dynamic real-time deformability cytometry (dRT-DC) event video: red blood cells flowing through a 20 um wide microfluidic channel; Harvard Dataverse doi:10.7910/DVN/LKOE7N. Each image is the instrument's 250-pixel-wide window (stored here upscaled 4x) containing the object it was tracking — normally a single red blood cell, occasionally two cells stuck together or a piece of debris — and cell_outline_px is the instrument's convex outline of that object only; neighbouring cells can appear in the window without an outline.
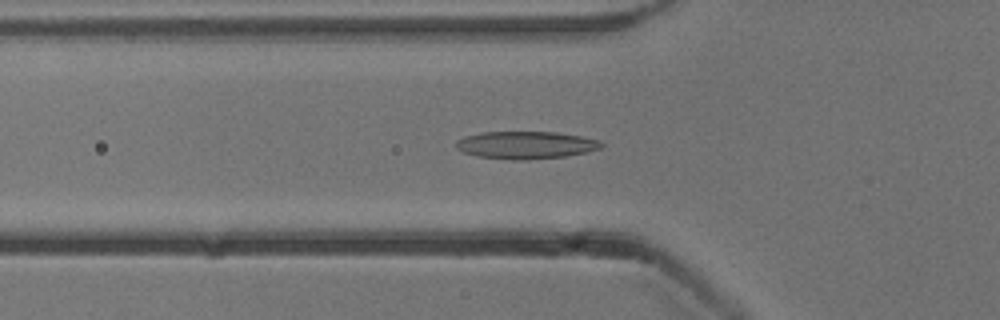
{"species": "common noctule bat (a hibernating species)", "species_latin": "Nyctalus noctula", "temperature_condition": "cold", "stored_images_in_passage": 47, "camera_frame_rate_fps": 3000, "um_per_image_px": 0.085, "animal": {"sex": "male", "body_mass_g": 13.3}, "frame": {"image": 1, "passage_image": 12, "time_ms": 3.667, "image_size_px": [1000, 320], "cell_outline_px": [[604, 144], [600, 148], [588, 152], [564, 156], [528, 160], [512, 160], [476, 156], [464, 152], [456, 148], [456, 140], [464, 136], [480, 132], [556, 132], [580, 136], [600, 140]], "centroid_in_image_um": [44.68, 12.33], "position_along_channel_um": 81.1, "area_um2": 23.41}}
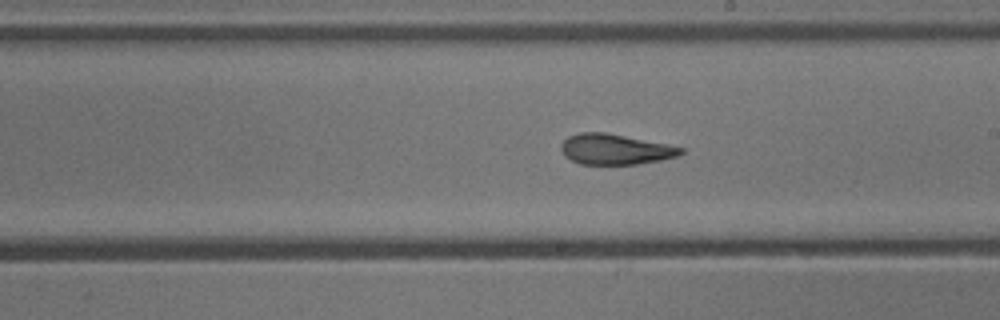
{"frame": {"image": 2, "passage_image": 24, "time_ms": 7.667, "image_size_px": [1000, 320], "cell_outline_px": [[684, 152], [676, 156], [660, 160], [636, 164], [580, 164], [564, 156], [560, 148], [560, 144], [568, 136], [580, 132], [608, 132], [668, 144], [684, 148]], "centroid_in_image_um": [52.27, 12.67], "position_along_channel_um": 236.7, "area_um2": 21.39}}
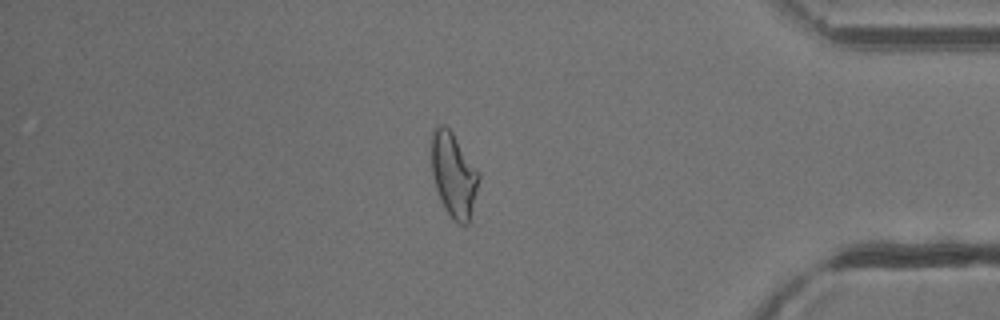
{"frame": {"image": 3, "passage_image": 39, "time_ms": 12.667, "image_size_px": [1000, 320], "cell_outline_px": [[480, 176], [468, 224], [464, 228], [452, 220], [444, 208], [440, 200], [432, 176], [432, 128], [436, 124], [444, 124], [452, 132], [480, 172]], "centroid_in_image_um": [38.55, 14.87], "position_along_channel_um": 396.6, "area_um2": 23.47}, "authors_computed_cell_mechanics": {"area_um2": 22.5998, "velocity_mm_per_s": 3.8582, "shape_relaxation_time_tau1_ms": 7.6107, "shape_relaxation_time_tau2_ms": 2.5288, "deformation_change_tau1": 0.2034, "deformation_change_tau2": 0.1046}}